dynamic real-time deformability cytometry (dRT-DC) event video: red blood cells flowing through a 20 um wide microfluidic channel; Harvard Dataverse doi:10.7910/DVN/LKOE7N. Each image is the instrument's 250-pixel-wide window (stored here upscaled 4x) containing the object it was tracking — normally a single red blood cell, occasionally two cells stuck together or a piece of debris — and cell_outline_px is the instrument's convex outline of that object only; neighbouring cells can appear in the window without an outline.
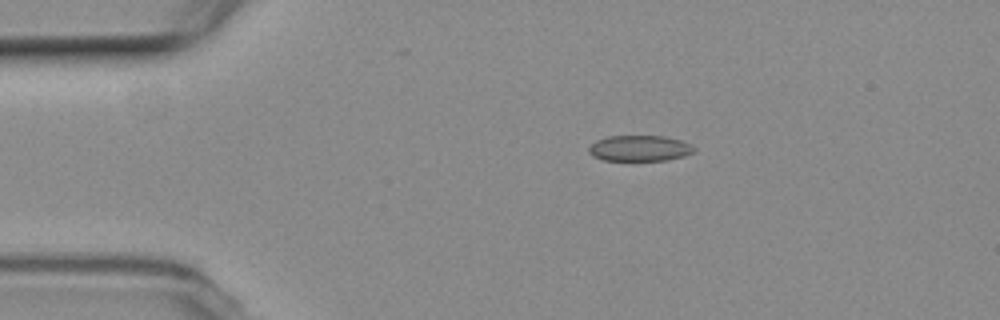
{"species": "common noctule bat (a hibernating species)", "species_latin": "Nyctalus noctula", "temperature_condition": "room temperature", "stored_images_in_passage": 2, "camera_frame_rate_fps": 3000, "um_per_image_px": 0.085, "animal": {"sex": "female", "body_mass_g": 19.3, "forearm_length_mm": 54.1}, "frame": {"image": 1, "passage_image": 1, "time_ms": 0.0, "image_size_px": [1000, 320], "cell_outline_px": [[696, 152], [684, 156], [668, 160], [604, 160], [592, 156], [588, 152], [588, 148], [596, 140], [608, 136], [664, 136], [680, 140], [692, 144], [696, 148]], "centroid_in_image_um": [54.4, 12.6], "position_along_channel_um": 30.6, "area_um2": 15.95}}